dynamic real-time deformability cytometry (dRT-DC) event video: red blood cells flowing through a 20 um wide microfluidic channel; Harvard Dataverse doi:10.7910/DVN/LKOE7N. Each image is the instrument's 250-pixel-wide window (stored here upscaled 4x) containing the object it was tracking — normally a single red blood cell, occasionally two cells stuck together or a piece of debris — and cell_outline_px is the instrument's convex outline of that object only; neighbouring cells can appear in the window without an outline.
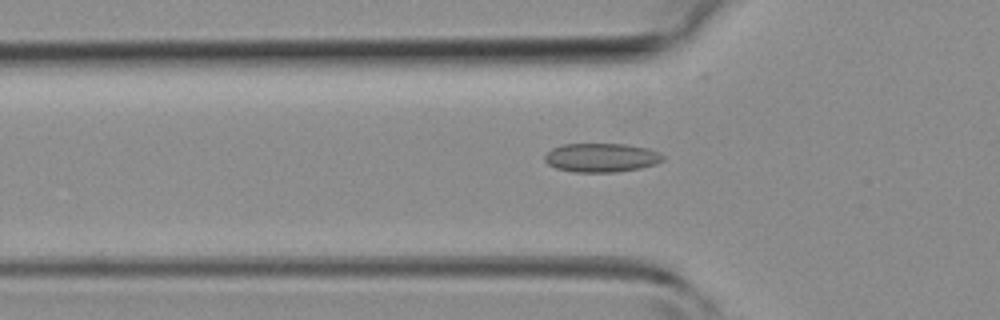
{"species": "common noctule bat (a hibernating species)", "species_latin": "Nyctalus noctula", "temperature_condition": "room temperature", "stored_images_in_passage": 40, "camera_frame_rate_fps": 3000, "um_per_image_px": 0.085, "animal": {"sex": "female", "body_mass_g": 19.3, "forearm_length_mm": 54.1}, "frame": {"image": 1, "passage_image": 13, "time_ms": 4.0, "image_size_px": [1000, 320], "cell_outline_px": [[664, 160], [656, 164], [640, 168], [616, 172], [572, 172], [556, 168], [548, 164], [544, 160], [544, 156], [552, 148], [564, 144], [628, 144], [648, 148], [660, 152], [664, 156]], "centroid_in_image_um": [51.14, 13.4], "position_along_channel_um": 74.7, "area_um2": 20.06}}
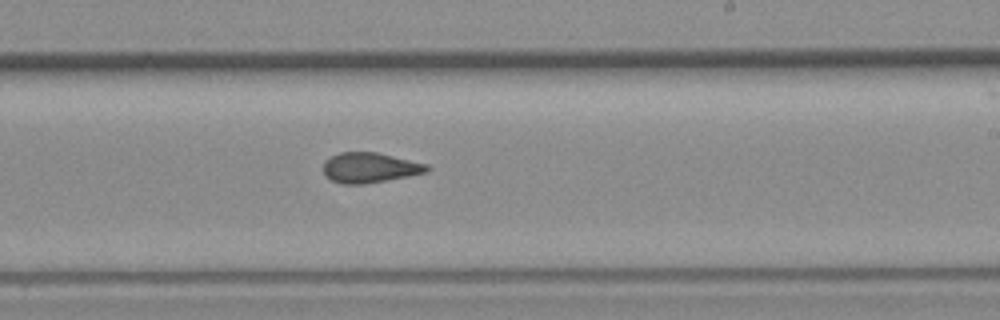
{"frame": {"image": 2, "passage_image": 25, "time_ms": 8.0, "image_size_px": [1000, 320], "cell_outline_px": [[432, 168], [428, 172], [408, 176], [364, 184], [340, 184], [324, 176], [324, 160], [340, 152], [376, 152], [428, 164]], "centroid_in_image_um": [31.44, 14.25], "position_along_channel_um": 257.6, "area_um2": 18.26}}
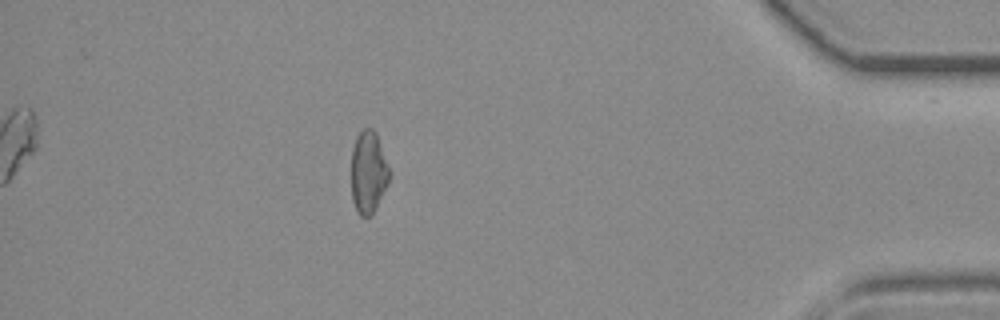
{"frame": {"image": 3, "passage_image": 38, "time_ms": 12.333, "image_size_px": [1000, 320], "cell_outline_px": [[392, 172], [388, 184], [372, 216], [360, 216], [356, 212], [352, 200], [352, 148], [356, 136], [364, 128], [372, 128], [376, 132]], "centroid_in_image_um": [31.34, 14.64], "position_along_channel_um": 403.9, "area_um2": 18.67}}